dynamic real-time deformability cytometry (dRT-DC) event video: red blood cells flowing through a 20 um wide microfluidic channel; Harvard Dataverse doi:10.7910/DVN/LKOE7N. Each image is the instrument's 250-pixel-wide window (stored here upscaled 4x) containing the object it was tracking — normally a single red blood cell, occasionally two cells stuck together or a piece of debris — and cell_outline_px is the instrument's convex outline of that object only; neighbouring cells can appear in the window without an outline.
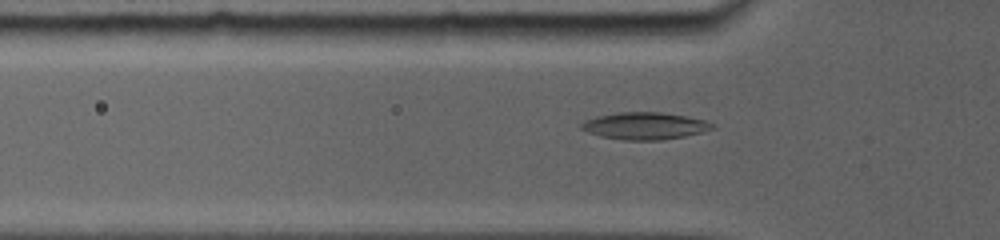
{"species": "common noctule bat (a hibernating species)", "species_latin": "Nyctalus noctula", "temperature_condition": "room temperature", "stored_images_in_passage": 8, "camera_frame_rate_fps": 5000, "um_per_image_px": 0.085, "animal": {"sex": "female", "body_mass_g": 19.0, "forearm_length_mm": 56.7}, "frame": {"image": 1, "passage_image": 2, "time_ms": 0.2, "image_size_px": [1000, 240], "cell_outline_px": [[716, 128], [684, 136], [664, 140], [624, 140], [600, 136], [588, 132], [580, 128], [580, 124], [584, 120], [596, 116], [616, 112], [660, 112], [684, 116], [704, 120], [712, 124]], "centroid_in_image_um": [54.75, 10.7], "position_along_channel_um": 71.0, "area_um2": 20.63}}
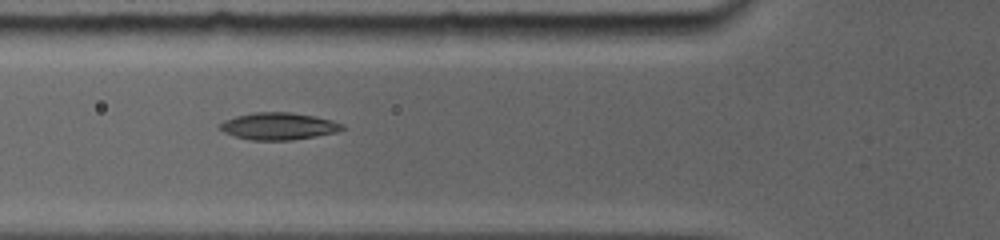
{"frame": {"image": 2, "passage_image": 7, "time_ms": 1.0, "image_size_px": [1000, 240], "cell_outline_px": [[344, 128], [336, 132], [316, 136], [292, 140], [248, 140], [224, 132], [216, 128], [224, 120], [236, 116], [252, 112], [292, 112], [332, 120], [344, 124]], "centroid_in_image_um": [23.64, 10.72], "position_along_channel_um": 102.2, "area_um2": 19.36}}